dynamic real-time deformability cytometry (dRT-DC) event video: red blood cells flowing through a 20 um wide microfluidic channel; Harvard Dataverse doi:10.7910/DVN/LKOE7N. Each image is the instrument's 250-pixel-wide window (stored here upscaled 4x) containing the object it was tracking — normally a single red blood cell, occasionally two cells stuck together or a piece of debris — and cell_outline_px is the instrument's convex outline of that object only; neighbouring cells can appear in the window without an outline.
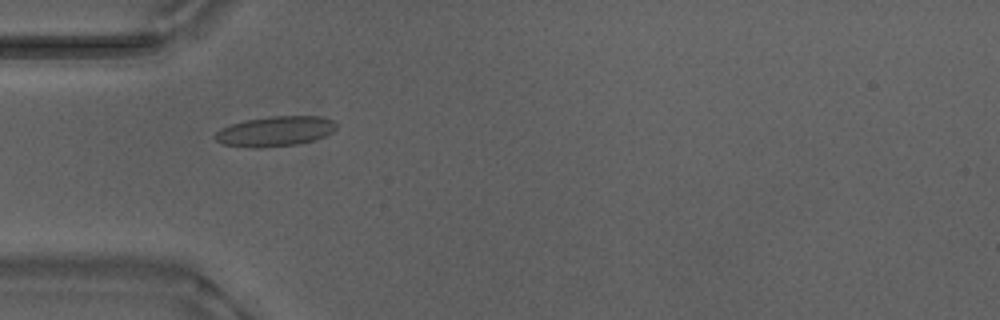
{"species": "Egyptian fruit bat (a non-hibernating species)", "species_latin": "Rousettus aegyptiacus", "temperature_condition": "warm", "stored_images_in_passage": 43, "camera_frame_rate_fps": 3000, "um_per_image_px": 0.085, "animal": {"sex": "male"}, "frame": {"image": 1, "passage_image": 6, "time_ms": 1.667, "image_size_px": [1000, 320], "cell_outline_px": [[336, 128], [332, 132], [324, 136], [312, 140], [296, 144], [256, 148], [248, 148], [224, 144], [216, 140], [212, 136], [220, 128], [244, 120], [268, 116], [320, 116], [332, 120], [336, 124]], "centroid_in_image_um": [23.34, 11.15], "position_along_channel_um": 61.7, "area_um2": 21.21}}
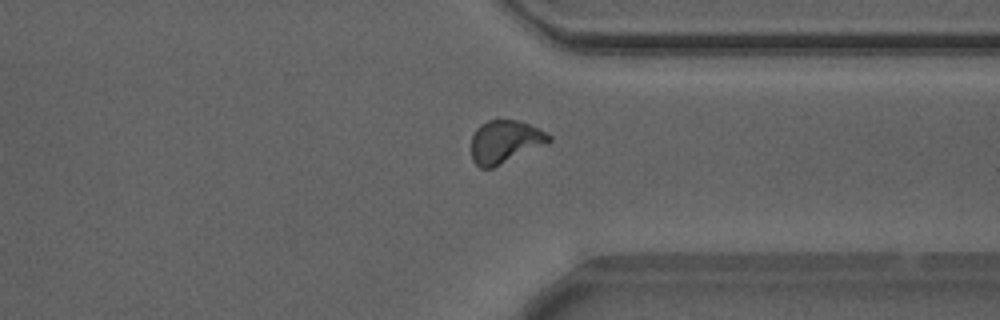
{"frame": {"image": 2, "passage_image": 30, "time_ms": 9.667, "image_size_px": [1000, 320], "cell_outline_px": [[552, 140], [492, 168], [480, 168], [472, 160], [472, 136], [476, 128], [480, 124], [488, 120], [520, 120], [552, 136]], "centroid_in_image_um": [42.87, 12.03], "position_along_channel_um": 368.5, "area_um2": 18.96}}
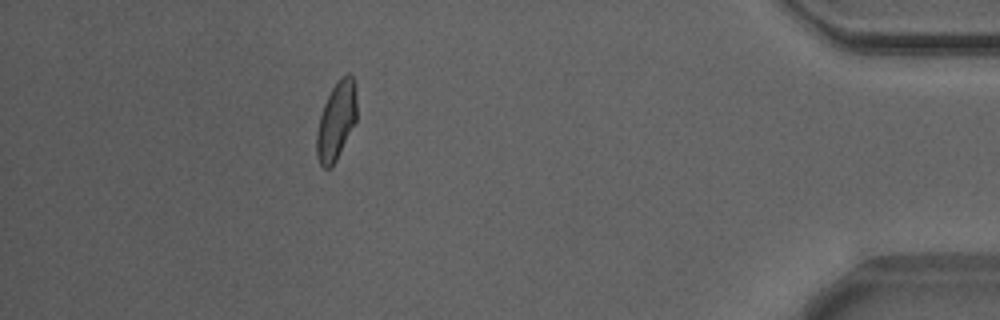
{"frame": {"image": 3, "passage_image": 37, "time_ms": 12.0, "image_size_px": [1000, 320], "cell_outline_px": [[356, 120], [336, 160], [328, 168], [324, 168], [320, 164], [316, 152], [316, 132], [320, 116], [324, 104], [336, 80], [340, 76], [348, 72], [352, 76], [356, 84]], "centroid_in_image_um": [28.59, 10.2], "position_along_channel_um": 406.6, "area_um2": 18.21}, "authors_computed_cell_mechanics": {"area_um2": 18.785, "velocity_mm_per_s": 3.8727, "shape_relaxation_time_tau1_ms": 10.8909, "shape_relaxation_time_tau2_ms": 0.9828, "deformation_change_tau1": 0.2116, "deformation_change_tau2": 0.0581}}